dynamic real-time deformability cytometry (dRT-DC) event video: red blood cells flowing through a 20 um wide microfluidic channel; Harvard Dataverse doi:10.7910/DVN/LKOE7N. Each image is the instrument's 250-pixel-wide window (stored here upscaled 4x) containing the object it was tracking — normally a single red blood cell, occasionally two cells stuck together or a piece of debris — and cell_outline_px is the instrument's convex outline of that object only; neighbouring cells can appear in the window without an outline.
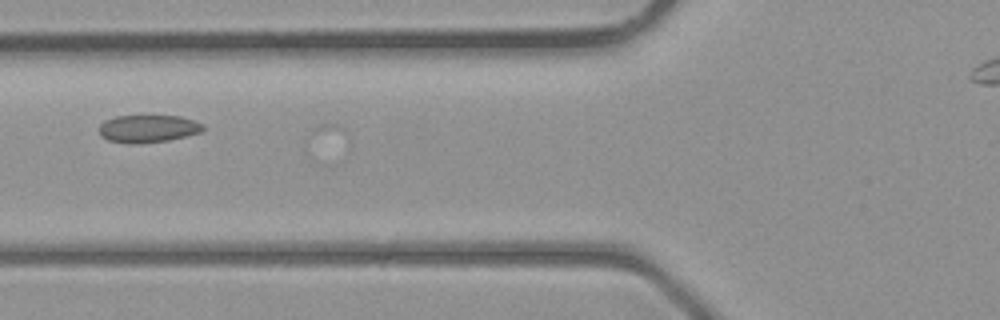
{"species": "common noctule bat (a hibernating species)", "species_latin": "Nyctalus noctula", "temperature_condition": "room temperature", "stored_images_in_passage": 6, "camera_frame_rate_fps": 3000, "um_per_image_px": 0.085, "animal": {"sex": "male", "body_mass_g": 23.1, "forearm_length_mm": 52.7}, "frame": {"image": 1, "passage_image": 6, "time_ms": 6.0, "image_size_px": [1000, 320], "cell_outline_px": [[204, 128], [200, 132], [168, 140], [108, 140], [100, 136], [100, 124], [104, 120], [116, 116], [180, 116], [204, 124]], "centroid_in_image_um": [12.61, 10.87], "position_along_channel_um": 113.2, "area_um2": 15.66}}